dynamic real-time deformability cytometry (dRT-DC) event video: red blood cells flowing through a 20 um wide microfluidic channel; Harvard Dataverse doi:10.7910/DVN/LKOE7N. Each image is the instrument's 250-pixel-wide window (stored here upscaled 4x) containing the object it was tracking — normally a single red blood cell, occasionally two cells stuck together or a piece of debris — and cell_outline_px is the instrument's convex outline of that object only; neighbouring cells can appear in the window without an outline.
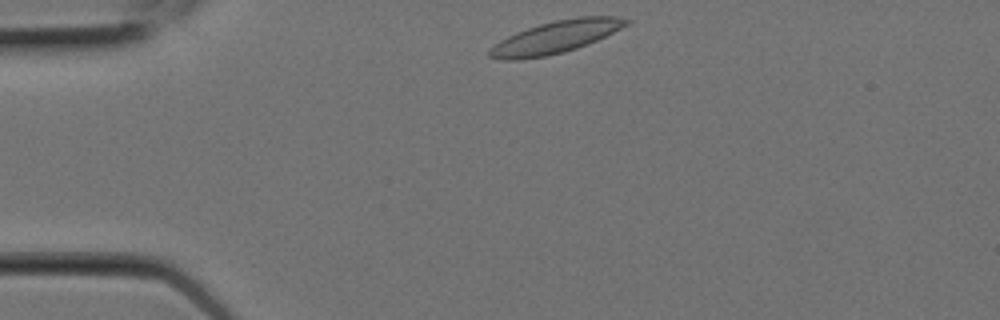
{"species": "Egyptian fruit bat (a non-hibernating species)", "species_latin": "Rousettus aegyptiacus", "temperature_condition": "room temperature", "stored_images_in_passage": 6, "camera_frame_rate_fps": 3000, "um_per_image_px": 0.085, "animal": {"sex": "female"}, "frame": {"image": 1, "passage_image": 1, "time_ms": 0.0, "image_size_px": [1000, 320], "cell_outline_px": [[632, 20], [628, 24], [588, 44], [564, 52], [548, 56], [520, 60], [504, 60], [488, 56], [488, 48], [500, 40], [516, 32], [540, 24], [556, 20], [580, 16], [616, 16]], "centroid_in_image_um": [47.19, 3.16], "position_along_channel_um": 37.8, "area_um2": 25.66}}
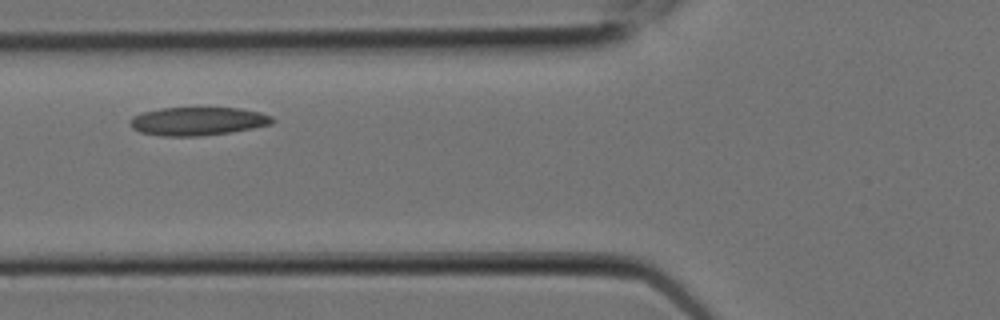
{"frame": {"image": 2, "passage_image": 4, "time_ms": 1.0, "image_size_px": [1000, 320], "cell_outline_px": [[276, 120], [272, 124], [252, 128], [228, 132], [200, 136], [160, 136], [140, 132], [132, 128], [128, 124], [128, 120], [132, 116], [144, 112], [160, 108], [240, 108], [260, 112], [272, 116]], "centroid_in_image_um": [16.78, 10.3], "position_along_channel_um": 109.0, "area_um2": 23.58}}
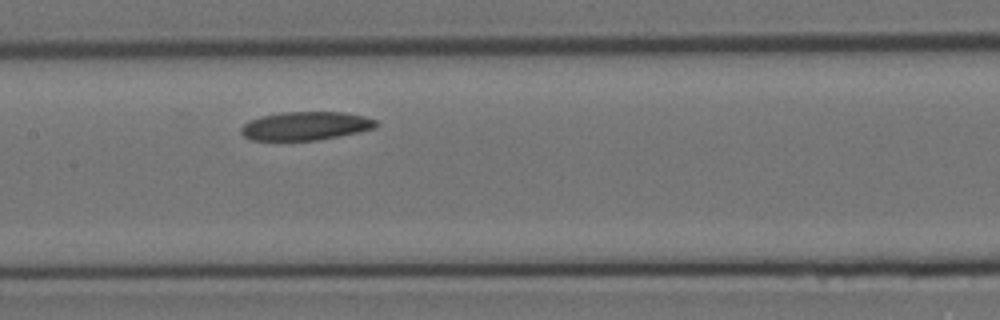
{"frame": {"image": 3, "passage_image": 6, "time_ms": 1.667, "image_size_px": [1000, 320], "cell_outline_px": [[380, 124], [376, 128], [316, 140], [252, 140], [244, 136], [240, 132], [240, 128], [248, 120], [260, 116], [280, 112], [344, 112], [364, 116], [376, 120]], "centroid_in_image_um": [25.95, 10.69], "position_along_channel_um": 181.4, "area_um2": 22.43}}